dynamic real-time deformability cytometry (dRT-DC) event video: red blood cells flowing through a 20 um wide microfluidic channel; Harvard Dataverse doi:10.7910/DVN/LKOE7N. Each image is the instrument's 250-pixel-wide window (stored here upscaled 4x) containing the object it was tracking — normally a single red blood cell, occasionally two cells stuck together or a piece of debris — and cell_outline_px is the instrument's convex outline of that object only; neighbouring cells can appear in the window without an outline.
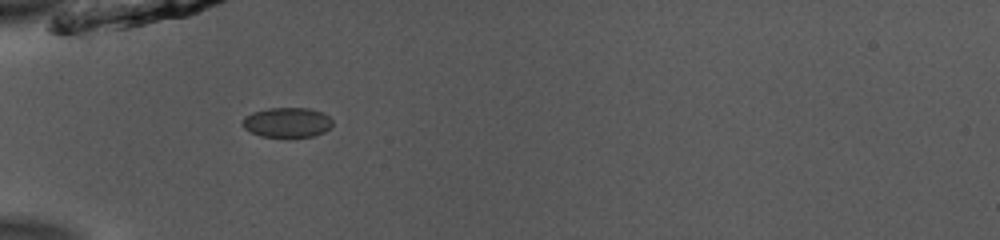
{"species": "common noctule bat (a hibernating species)", "species_latin": "Nyctalus noctula", "temperature_condition": "room temperature", "stored_images_in_passage": 36, "camera_frame_rate_fps": 3000, "um_per_image_px": 0.085, "animal": {"sex": "male", "body_mass_g": 13.0, "forearm_length_mm": 53.1}, "frame": {"image": 1, "passage_image": 1, "time_ms": 0.0, "image_size_px": [1000, 240], "cell_outline_px": [[332, 124], [324, 132], [312, 136], [260, 136], [244, 128], [244, 116], [252, 112], [268, 108], [308, 108], [324, 112], [332, 120]], "centroid_in_image_um": [24.42, 10.38], "position_along_channel_um": 60.6, "area_um2": 15.43}}
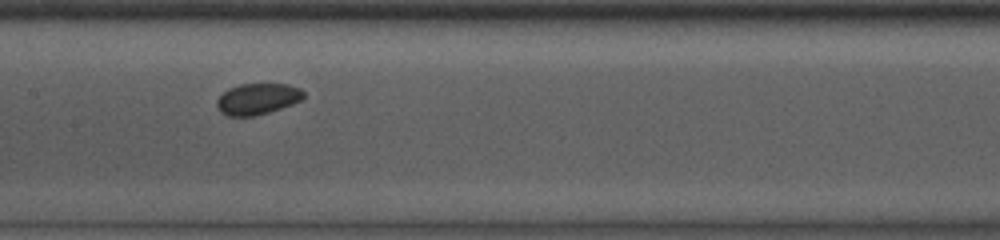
{"frame": {"image": 2, "passage_image": 11, "time_ms": 3.333, "image_size_px": [1000, 240], "cell_outline_px": [[304, 96], [300, 100], [292, 104], [268, 112], [252, 116], [228, 116], [220, 112], [216, 104], [216, 100], [228, 88], [240, 84], [288, 84], [300, 88], [304, 92]], "centroid_in_image_um": [21.87, 8.4], "position_along_channel_um": 185.5, "area_um2": 15.66}}
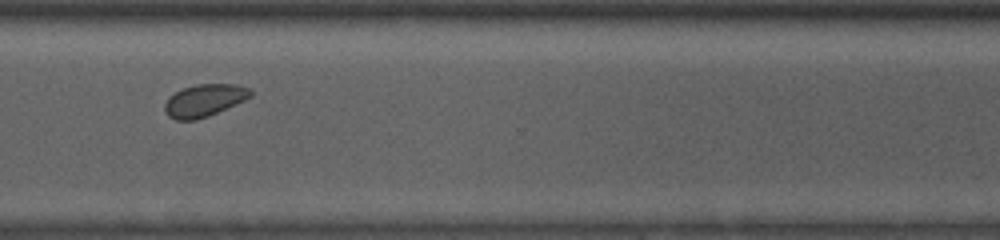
{"frame": {"image": 3, "passage_image": 24, "time_ms": 7.667, "image_size_px": [1000, 240], "cell_outline_px": [[252, 96], [244, 100], [208, 116], [196, 120], [176, 120], [168, 116], [164, 112], [164, 104], [168, 96], [184, 88], [196, 84], [236, 84], [248, 88], [252, 92]], "centroid_in_image_um": [17.33, 8.54], "position_along_channel_um": 353.3, "area_um2": 16.13}, "authors_computed_cell_mechanics": {"area_um2": 15.6927, "velocity_mm_per_s": 3.8769, "shape_relaxation_time_tau1_ms": 2.3995, "shape_relaxation_time_tau2_ms": 4.194, "deformation_change_tau1": 0.0288, "deformation_change_tau2": 0.045}}